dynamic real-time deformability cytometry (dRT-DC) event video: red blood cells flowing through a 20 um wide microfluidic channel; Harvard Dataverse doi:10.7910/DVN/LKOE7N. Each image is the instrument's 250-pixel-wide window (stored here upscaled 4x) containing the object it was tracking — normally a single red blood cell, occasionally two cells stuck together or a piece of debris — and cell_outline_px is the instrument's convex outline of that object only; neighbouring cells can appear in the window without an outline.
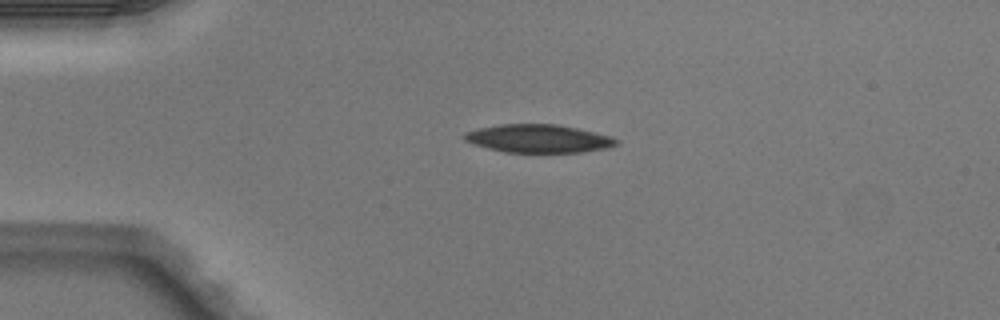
{"species": "Egyptian fruit bat (a non-hibernating species)", "species_latin": "Rousettus aegyptiacus", "temperature_condition": "warm", "stored_images_in_passage": 3, "camera_frame_rate_fps": 3000, "um_per_image_px": 0.085, "animal": {"sex": "male"}, "frame": {"image": 1, "passage_image": 2, "time_ms": 0.333, "image_size_px": [1000, 320], "cell_outline_px": [[620, 140], [616, 144], [604, 148], [580, 152], [504, 152], [488, 148], [464, 140], [464, 132], [480, 128], [500, 124], [556, 124], [576, 128], [608, 136]], "centroid_in_image_um": [45.73, 11.77], "position_along_channel_um": 39.3, "area_um2": 24.45}}